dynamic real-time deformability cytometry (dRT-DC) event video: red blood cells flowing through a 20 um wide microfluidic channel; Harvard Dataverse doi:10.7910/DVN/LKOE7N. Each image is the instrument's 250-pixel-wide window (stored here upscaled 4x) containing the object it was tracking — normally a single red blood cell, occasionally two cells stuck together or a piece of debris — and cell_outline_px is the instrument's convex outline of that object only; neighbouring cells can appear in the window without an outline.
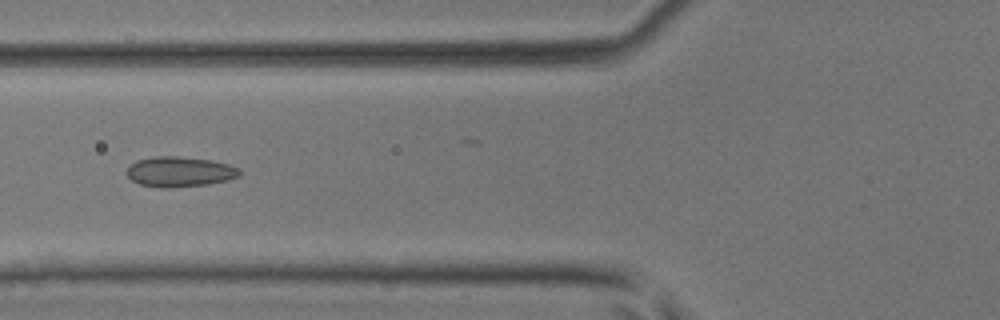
{"species": "common noctule bat (a hibernating species)", "species_latin": "Nyctalus noctula", "temperature_condition": "room temperature", "stored_images_in_passage": 12, "camera_frame_rate_fps": 3000, "um_per_image_px": 0.085, "animal": {"sex": "male", "body_mass_g": 17.9, "forearm_length_mm": 54.2}, "frame": {"image": 1, "passage_image": 9, "time_ms": 2.667, "image_size_px": [1000, 320], "cell_outline_px": [[240, 176], [228, 180], [208, 184], [168, 188], [160, 188], [140, 184], [132, 180], [124, 172], [136, 160], [152, 156], [176, 156], [212, 160], [228, 164], [240, 168]], "centroid_in_image_um": [15.27, 14.59], "position_along_channel_um": 110.5, "area_um2": 20.0}}